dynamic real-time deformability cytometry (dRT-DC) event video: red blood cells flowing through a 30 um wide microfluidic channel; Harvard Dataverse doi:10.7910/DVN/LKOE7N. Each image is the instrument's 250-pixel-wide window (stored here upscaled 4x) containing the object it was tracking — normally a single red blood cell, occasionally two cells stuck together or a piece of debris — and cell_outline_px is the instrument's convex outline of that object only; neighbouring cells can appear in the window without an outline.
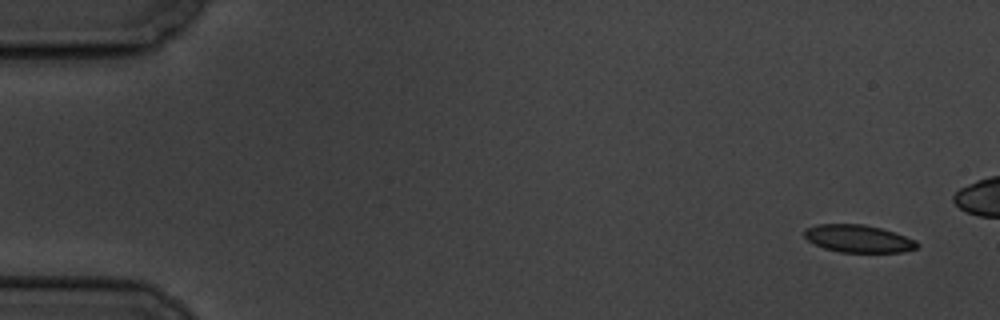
{"species": "common noctule bat (a hibernating species)", "species_latin": "Nyctalus noctula", "temperature_condition": "cold", "stored_images_in_passage": 11, "camera_frame_rate_fps": 3000, "um_per_image_px": 0.085, "animal": {"sex": "male", "body_mass_g": 19.5, "forearm_length_mm": 54.6}, "frame": {"image": 1, "passage_image": 1, "time_ms": 0.0, "image_size_px": [1000, 320], "cell_outline_px": [[920, 244], [916, 248], [904, 252], [840, 252], [824, 248], [808, 240], [804, 236], [804, 228], [816, 224], [864, 224], [880, 228], [916, 240]], "centroid_in_image_um": [72.94, 20.28], "position_along_channel_um": 12.1, "area_um2": 18.03}}
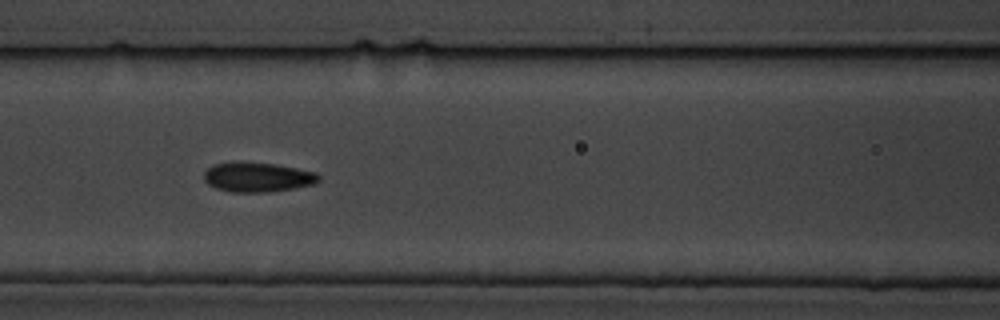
{"frame": {"image": 2, "passage_image": 7, "time_ms": 7.667, "image_size_px": [1000, 320], "cell_outline_px": [[320, 180], [316, 184], [296, 188], [268, 192], [228, 192], [216, 188], [208, 184], [204, 180], [204, 172], [212, 164], [232, 160], [236, 160], [276, 164], [316, 172], [320, 176]], "centroid_in_image_um": [21.87, 15.04], "position_along_channel_um": 144.7, "area_um2": 20.4}}
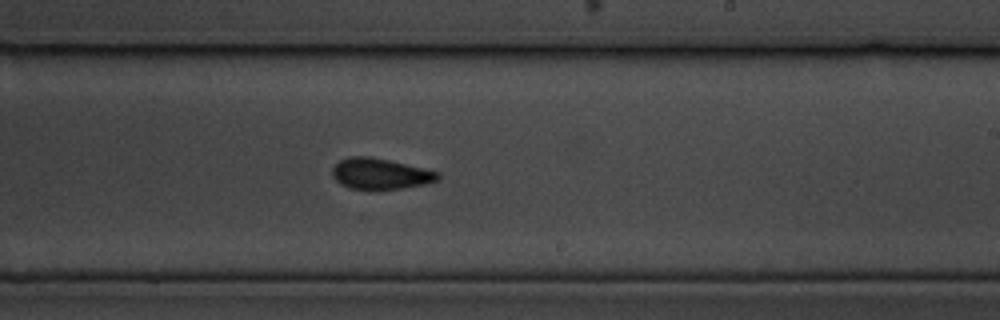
{"frame": {"image": 3, "passage_image": 10, "time_ms": 11.0, "image_size_px": [1000, 320], "cell_outline_px": [[440, 180], [424, 184], [376, 192], [372, 192], [348, 188], [340, 184], [332, 176], [332, 168], [340, 160], [348, 156], [372, 156], [440, 172]], "centroid_in_image_um": [32.3, 14.8], "position_along_channel_um": 256.7, "area_um2": 19.65}}